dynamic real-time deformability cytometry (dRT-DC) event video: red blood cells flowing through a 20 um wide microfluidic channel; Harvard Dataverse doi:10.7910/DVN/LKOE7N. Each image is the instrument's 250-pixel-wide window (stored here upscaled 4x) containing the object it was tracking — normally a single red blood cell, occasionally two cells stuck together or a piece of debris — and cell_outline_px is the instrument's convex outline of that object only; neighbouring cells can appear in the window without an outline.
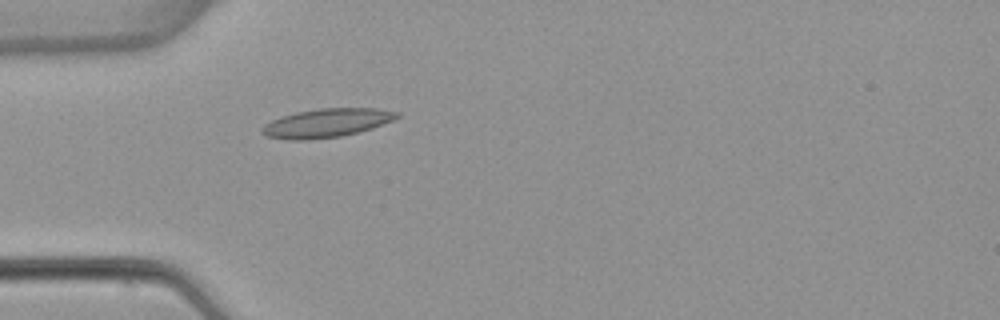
{"species": "common noctule bat (a hibernating species)", "species_latin": "Nyctalus noctula", "temperature_condition": "warm", "stored_images_in_passage": 5, "camera_frame_rate_fps": 3000, "um_per_image_px": 0.085, "animal": {"sex": "female", "body_mass_g": 22.7, "forearm_length_mm": 54.2}, "frame": {"image": 1, "passage_image": 5, "time_ms": 5.0, "image_size_px": [1000, 320], "cell_outline_px": [[400, 116], [392, 120], [372, 128], [340, 136], [308, 140], [288, 140], [268, 136], [260, 132], [260, 128], [264, 124], [280, 116], [296, 112], [320, 108], [376, 108], [400, 112]], "centroid_in_image_um": [27.73, 10.44], "position_along_channel_um": 57.3, "area_um2": 22.54}}